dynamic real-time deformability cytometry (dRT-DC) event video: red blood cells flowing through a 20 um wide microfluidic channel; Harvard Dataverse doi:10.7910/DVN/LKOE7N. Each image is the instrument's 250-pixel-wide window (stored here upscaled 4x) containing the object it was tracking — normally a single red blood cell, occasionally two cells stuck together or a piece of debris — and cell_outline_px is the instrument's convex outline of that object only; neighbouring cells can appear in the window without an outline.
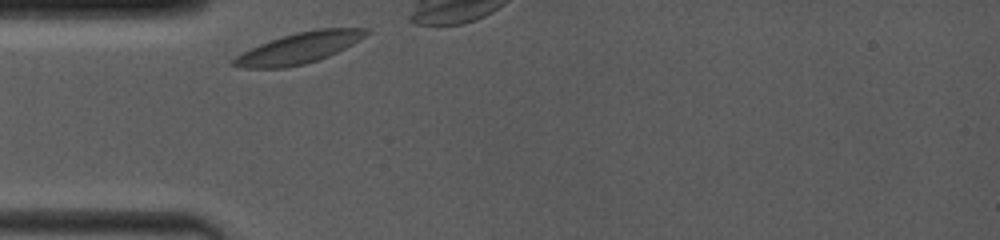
{"species": "common noctule bat (a hibernating species)", "species_latin": "Nyctalus noctula", "temperature_condition": "room temperature", "stored_images_in_passage": 36, "camera_frame_rate_fps": 4000, "um_per_image_px": 0.085, "animal": {"sex": "female", "body_mass_g": 19.0, "forearm_length_mm": 53.3}, "frame": {"image": 1, "passage_image": 1, "time_ms": 0.0, "image_size_px": [1000, 240], "cell_outline_px": [[372, 32], [360, 40], [328, 56], [304, 64], [284, 68], [240, 68], [232, 64], [232, 60], [236, 56], [260, 44], [296, 32], [320, 28], [372, 28]], "centroid_in_image_um": [25.47, 4.07], "position_along_channel_um": 59.5, "area_um2": 23.64}}
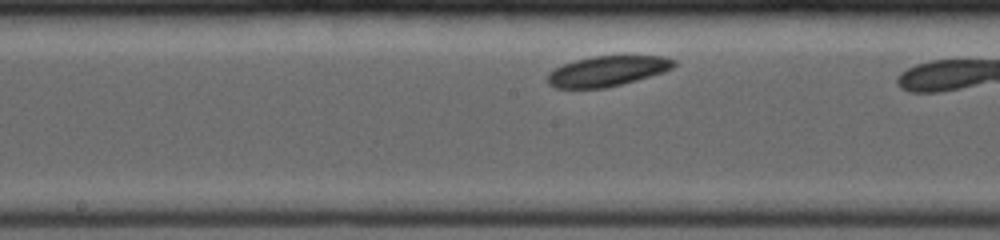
{"frame": {"image": 2, "passage_image": 19, "time_ms": 3.75, "image_size_px": [1000, 240], "cell_outline_px": [[676, 64], [672, 68], [664, 72], [636, 80], [604, 88], [556, 88], [548, 84], [548, 72], [564, 64], [576, 60], [592, 56], [664, 56], [676, 60]], "centroid_in_image_um": [51.63, 6.04], "position_along_channel_um": 196.6, "area_um2": 22.14}}
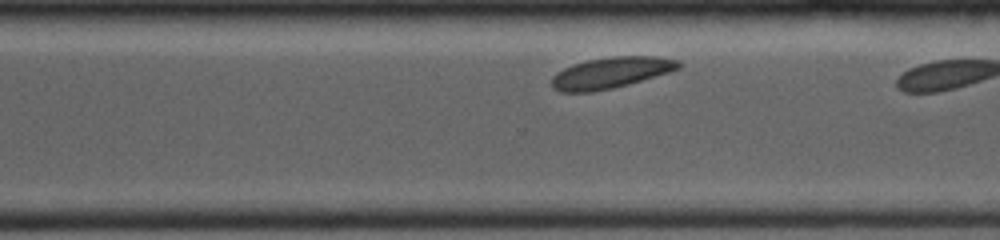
{"frame": {"image": 3, "passage_image": 35, "time_ms": 7.0, "image_size_px": [1000, 240], "cell_outline_px": [[680, 68], [668, 72], [628, 84], [612, 88], [592, 92], [560, 92], [552, 88], [552, 76], [556, 72], [572, 64], [588, 60], [612, 56], [660, 56], [680, 60]], "centroid_in_image_um": [51.9, 6.17], "position_along_channel_um": 318.7, "area_um2": 23.0}}